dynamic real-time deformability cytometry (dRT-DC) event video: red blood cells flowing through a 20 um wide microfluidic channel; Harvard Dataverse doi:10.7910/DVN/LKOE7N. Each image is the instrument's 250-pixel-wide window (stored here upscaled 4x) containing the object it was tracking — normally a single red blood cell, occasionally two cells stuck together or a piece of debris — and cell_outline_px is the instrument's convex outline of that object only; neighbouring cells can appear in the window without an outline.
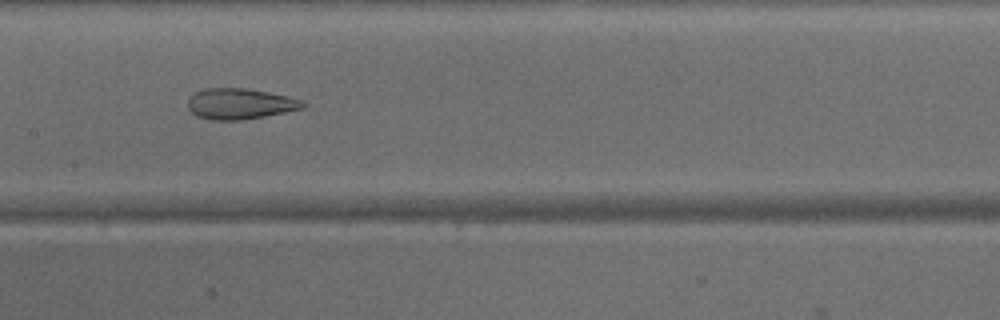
{"species": "common noctule bat (a hibernating species)", "species_latin": "Nyctalus noctula", "temperature_condition": "warm", "stored_images_in_passage": 47, "camera_frame_rate_fps": 3000, "um_per_image_px": 0.085, "animal": {"sex": "male", "body_mass_g": 15.6}, "frame": {"image": 1, "passage_image": 23, "time_ms": 7.333, "image_size_px": [1000, 320], "cell_outline_px": [[304, 108], [264, 116], [240, 120], [212, 120], [196, 116], [188, 108], [188, 100], [196, 92], [208, 88], [248, 88], [288, 96], [304, 100]], "centroid_in_image_um": [20.41, 8.82], "position_along_channel_um": 187.0, "area_um2": 20.52}}
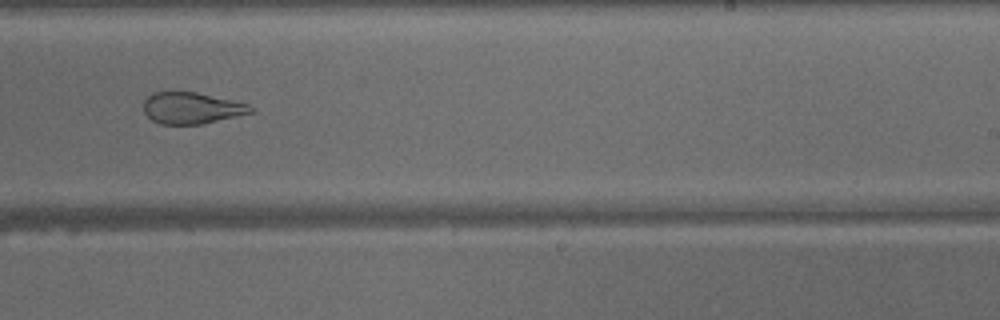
{"frame": {"image": 2, "passage_image": 29, "time_ms": 9.333, "image_size_px": [1000, 320], "cell_outline_px": [[256, 108], [252, 112], [236, 116], [200, 124], [160, 124], [152, 120], [144, 112], [144, 100], [152, 92], [196, 92], [232, 100], [248, 104]], "centroid_in_image_um": [16.27, 9.18], "position_along_channel_um": 272.7, "area_um2": 19.48}}
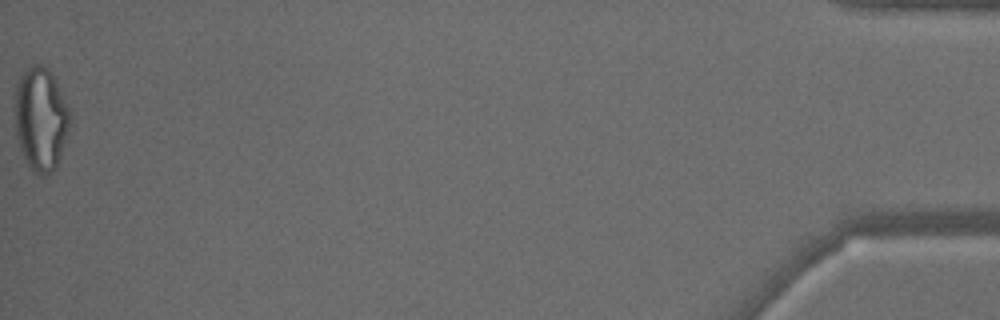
{"frame": {"image": 3, "passage_image": 47, "time_ms": 15.333, "image_size_px": [1000, 320], "cell_outline_px": [[68, 128], [60, 156], [56, 168], [52, 172], [44, 176], [36, 176], [24, 160], [16, 136], [16, 84], [20, 72], [32, 64], [44, 64], [48, 68], [68, 108]], "centroid_in_image_um": [3.42, 10.13], "position_along_channel_um": 431.8, "area_um2": 32.83}}